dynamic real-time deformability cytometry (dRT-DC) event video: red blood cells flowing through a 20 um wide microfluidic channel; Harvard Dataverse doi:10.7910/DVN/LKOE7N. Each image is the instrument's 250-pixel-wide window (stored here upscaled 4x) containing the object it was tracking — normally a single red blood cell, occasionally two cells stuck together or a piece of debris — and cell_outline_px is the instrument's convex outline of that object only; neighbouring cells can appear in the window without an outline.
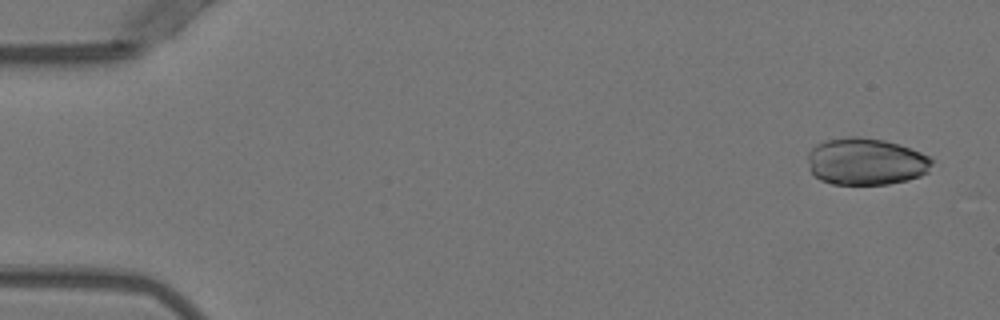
{"species": "Egyptian fruit bat (a non-hibernating species)", "species_latin": "Rousettus aegyptiacus", "temperature_condition": "warm", "stored_images_in_passage": 50, "camera_frame_rate_fps": 3000, "um_per_image_px": 0.085, "animal": {"sex": "female"}, "frame": {"image": 1, "passage_image": 1, "time_ms": 0.0, "image_size_px": [1000, 320], "cell_outline_px": [[932, 164], [928, 172], [920, 176], [908, 180], [888, 184], [832, 184], [820, 180], [812, 172], [808, 160], [808, 152], [816, 144], [824, 140], [844, 136], [860, 136], [884, 140], [900, 144], [920, 152], [928, 156], [932, 160]], "centroid_in_image_um": [73.6, 13.72], "position_along_channel_um": 11.4, "area_um2": 34.22}}